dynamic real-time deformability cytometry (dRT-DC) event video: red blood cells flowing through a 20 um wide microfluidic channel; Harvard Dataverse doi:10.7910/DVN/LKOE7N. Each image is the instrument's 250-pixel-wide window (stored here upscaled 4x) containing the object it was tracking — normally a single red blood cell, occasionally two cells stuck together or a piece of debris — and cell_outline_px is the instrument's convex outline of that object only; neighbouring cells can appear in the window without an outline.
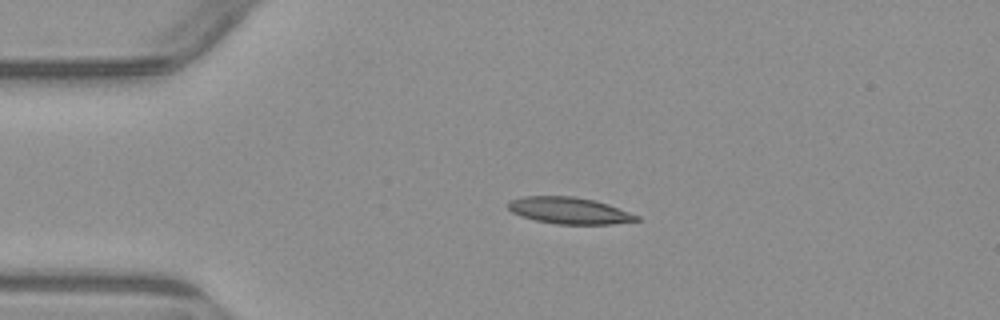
{"species": "common noctule bat (a hibernating species)", "species_latin": "Nyctalus noctula", "temperature_condition": "warm", "stored_images_in_passage": 5, "camera_frame_rate_fps": 3000, "um_per_image_px": 0.085, "animal": {"sex": "male", "body_mass_g": 23.1, "forearm_length_mm": 52.7}, "frame": {"image": 1, "passage_image": 3, "time_ms": 3.333, "image_size_px": [1000, 320], "cell_outline_px": [[640, 220], [612, 224], [556, 224], [536, 220], [520, 216], [512, 212], [508, 208], [508, 200], [524, 196], [572, 196], [596, 200], [608, 204], [640, 216]], "centroid_in_image_um": [48.38, 17.89], "position_along_channel_um": 36.6, "area_um2": 20.0}}